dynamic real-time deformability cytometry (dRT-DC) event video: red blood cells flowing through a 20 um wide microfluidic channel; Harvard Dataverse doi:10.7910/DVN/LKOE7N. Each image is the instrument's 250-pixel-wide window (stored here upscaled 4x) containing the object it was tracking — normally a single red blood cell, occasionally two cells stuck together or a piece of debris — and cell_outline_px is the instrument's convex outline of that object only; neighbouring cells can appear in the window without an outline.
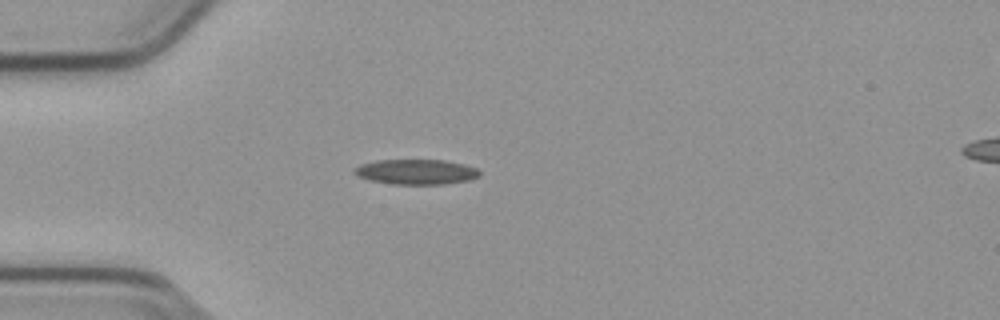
{"species": "common noctule bat (a hibernating species)", "species_latin": "Nyctalus noctula", "temperature_condition": "cold", "stored_images_in_passage": 5, "camera_frame_rate_fps": 3000, "um_per_image_px": 0.085, "animal": {"sex": "male", "body_mass_g": 23.1, "forearm_length_mm": 52.7}, "frame": {"image": 1, "passage_image": 1, "time_ms": 0.0, "image_size_px": [1000, 320], "cell_outline_px": [[480, 176], [468, 180], [444, 184], [392, 184], [368, 180], [352, 172], [360, 164], [376, 160], [444, 160], [464, 164], [476, 168], [480, 172]], "centroid_in_image_um": [35.37, 14.6], "position_along_channel_um": 49.6, "area_um2": 18.26}}
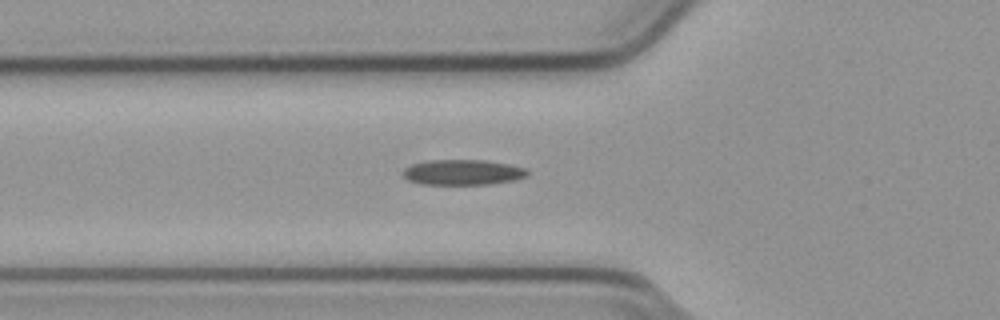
{"frame": {"image": 2, "passage_image": 5, "time_ms": 1.333, "image_size_px": [1000, 320], "cell_outline_px": [[528, 176], [516, 180], [488, 184], [420, 184], [408, 180], [404, 176], [404, 168], [412, 164], [428, 160], [484, 160], [508, 164], [524, 168], [528, 172]], "centroid_in_image_um": [39.34, 14.64], "position_along_channel_um": 86.5, "area_um2": 18.32}}